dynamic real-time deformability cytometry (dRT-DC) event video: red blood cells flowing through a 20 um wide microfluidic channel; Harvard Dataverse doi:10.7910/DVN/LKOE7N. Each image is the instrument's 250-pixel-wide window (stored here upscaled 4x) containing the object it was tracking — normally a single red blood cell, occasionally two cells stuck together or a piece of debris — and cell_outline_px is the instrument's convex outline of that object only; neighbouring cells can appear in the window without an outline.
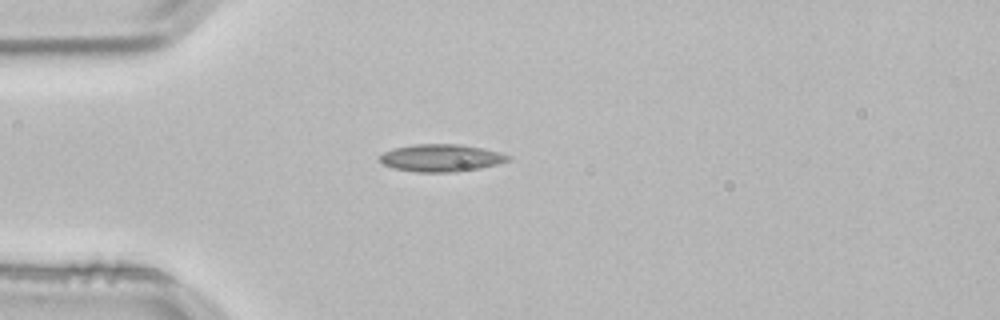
{"species": "common noctule bat (a hibernating species)", "species_latin": "Nyctalus noctula", "temperature_condition": "room temperature", "stored_images_in_passage": 3, "camera_frame_rate_fps": 3000, "um_per_image_px": 0.085, "animal": {"sex": "male", "body_mass_g": 21.5, "forearm_length_mm": 52.0}, "frame": {"image": 1, "passage_image": 3, "time_ms": 0.667, "image_size_px": [1000, 320], "cell_outline_px": [[512, 156], [508, 160], [496, 164], [480, 168], [460, 172], [416, 172], [392, 168], [384, 164], [380, 160], [380, 156], [384, 152], [392, 148], [412, 144], [460, 144], [484, 148], [500, 152]], "centroid_in_image_um": [37.5, 13.42], "position_along_channel_um": 47.5, "area_um2": 20.63}}